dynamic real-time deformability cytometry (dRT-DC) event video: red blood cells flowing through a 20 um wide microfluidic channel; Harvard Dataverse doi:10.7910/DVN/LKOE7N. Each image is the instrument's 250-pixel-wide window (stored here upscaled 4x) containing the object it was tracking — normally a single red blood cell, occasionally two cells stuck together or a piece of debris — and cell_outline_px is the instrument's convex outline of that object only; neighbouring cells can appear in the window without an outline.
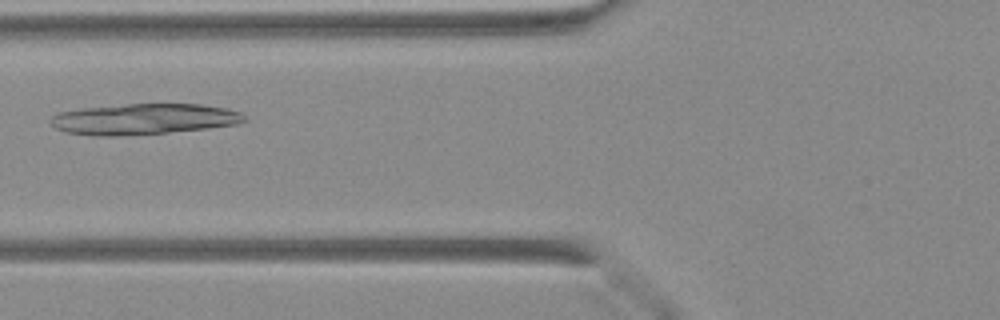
{"species": "Egyptian fruit bat (a non-hibernating species)", "species_latin": "Rousettus aegyptiacus", "temperature_condition": "warm", "stored_images_in_passage": 13, "camera_frame_rate_fps": 3000, "um_per_image_px": 0.085, "animal": {"sex": "female"}, "frame": {"image": 1, "passage_image": 9, "time_ms": 2.667, "image_size_px": [1000, 320], "cell_outline_px": [[248, 120], [236, 124], [208, 128], [168, 132], [116, 136], [92, 136], [64, 132], [56, 128], [48, 120], [52, 116], [60, 112], [80, 108], [128, 104], [200, 104], [228, 108], [240, 112], [248, 116]], "centroid_in_image_um": [12.23, 10.12], "position_along_channel_um": 113.6, "area_um2": 35.03}}
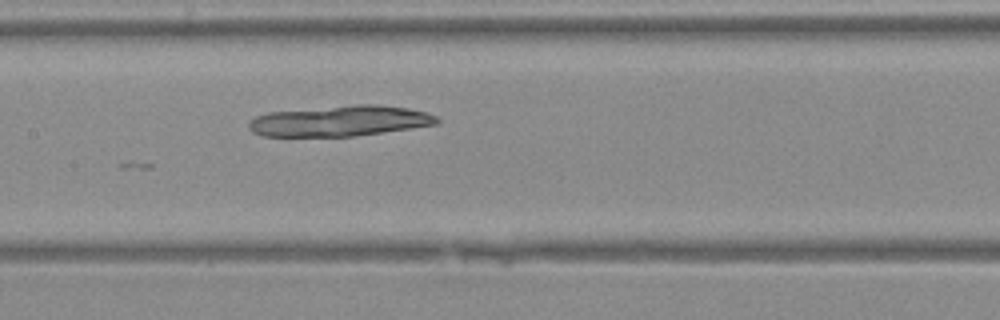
{"frame": {"image": 2, "passage_image": 13, "time_ms": 4.0, "image_size_px": [1000, 320], "cell_outline_px": [[440, 120], [436, 124], [412, 128], [352, 136], [264, 136], [252, 132], [248, 128], [248, 120], [256, 116], [268, 112], [356, 104], [372, 104], [408, 108], [424, 112], [436, 116]], "centroid_in_image_um": [28.84, 10.28], "position_along_channel_um": 178.6, "area_um2": 33.47}}